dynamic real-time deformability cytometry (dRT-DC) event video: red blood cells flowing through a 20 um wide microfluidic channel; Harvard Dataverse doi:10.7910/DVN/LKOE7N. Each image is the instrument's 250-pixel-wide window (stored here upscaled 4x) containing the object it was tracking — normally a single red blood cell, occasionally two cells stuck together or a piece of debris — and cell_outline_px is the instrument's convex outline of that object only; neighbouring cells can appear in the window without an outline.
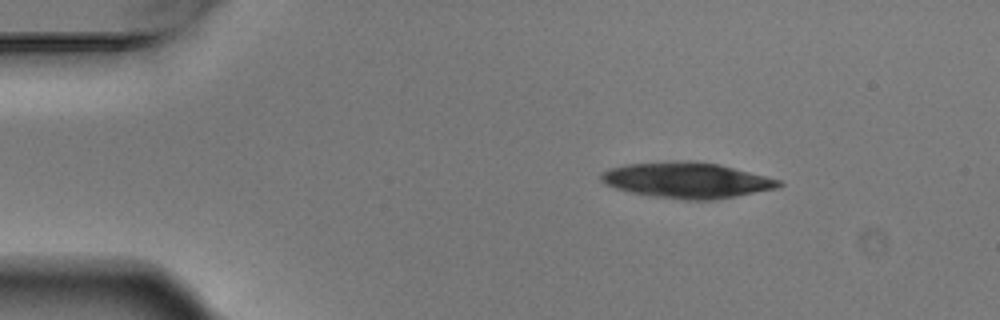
{"species": "Egyptian fruit bat (a non-hibernating species)", "species_latin": "Rousettus aegyptiacus", "temperature_condition": "warm", "stored_images_in_passage": 4, "camera_frame_rate_fps": 3000, "um_per_image_px": 0.085, "animal": {"sex": "male"}, "frame": {"image": 1, "passage_image": 2, "time_ms": 0.333, "image_size_px": [1000, 320], "cell_outline_px": [[784, 184], [776, 188], [716, 200], [684, 200], [652, 196], [628, 192], [604, 184], [600, 180], [600, 172], [608, 168], [624, 164], [676, 160], [692, 160], [716, 164], [780, 180]], "centroid_in_image_um": [58.29, 15.32], "position_along_channel_um": 26.7, "area_um2": 37.11}}